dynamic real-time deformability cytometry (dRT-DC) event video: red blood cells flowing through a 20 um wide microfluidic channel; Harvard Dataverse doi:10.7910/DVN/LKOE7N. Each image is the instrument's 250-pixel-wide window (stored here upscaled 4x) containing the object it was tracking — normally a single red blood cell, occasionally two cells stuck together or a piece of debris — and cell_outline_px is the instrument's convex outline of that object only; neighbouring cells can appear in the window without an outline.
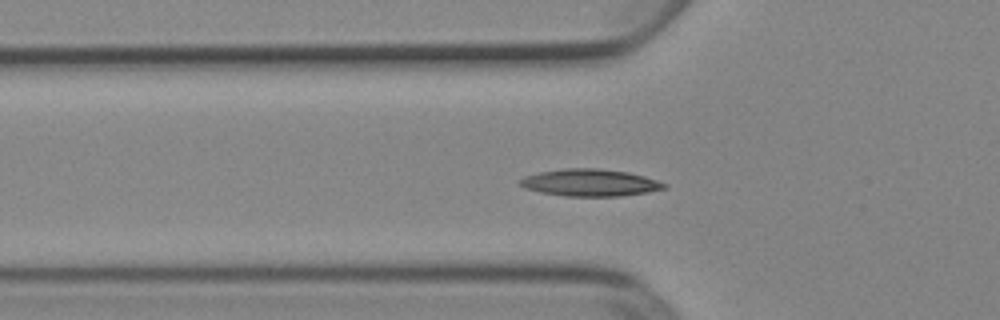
{"species": "Egyptian fruit bat (a non-hibernating species)", "species_latin": "Rousettus aegyptiacus", "temperature_condition": "cold", "stored_images_in_passage": 53, "camera_frame_rate_fps": 3000, "um_per_image_px": 0.085, "animal": {"sex": "female"}, "frame": {"image": 1, "passage_image": 18, "time_ms": 5.667, "image_size_px": [1000, 320], "cell_outline_px": [[668, 188], [648, 192], [620, 196], [564, 196], [540, 192], [524, 188], [516, 180], [524, 176], [540, 172], [564, 168], [596, 168], [628, 172], [644, 176], [668, 184]], "centroid_in_image_um": [50.14, 15.52], "position_along_channel_um": 75.7, "area_um2": 22.89}}
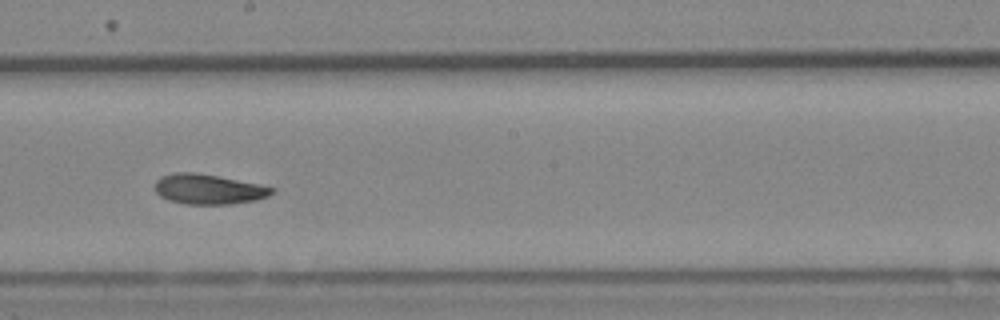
{"frame": {"image": 2, "passage_image": 30, "time_ms": 9.667, "image_size_px": [1000, 320], "cell_outline_px": [[276, 192], [268, 196], [256, 200], [232, 204], [184, 204], [168, 200], [160, 196], [152, 188], [156, 180], [160, 176], [176, 172], [196, 172], [220, 176], [260, 184], [276, 188]], "centroid_in_image_um": [17.72, 16.07], "position_along_channel_um": 230.5, "area_um2": 20.92}}
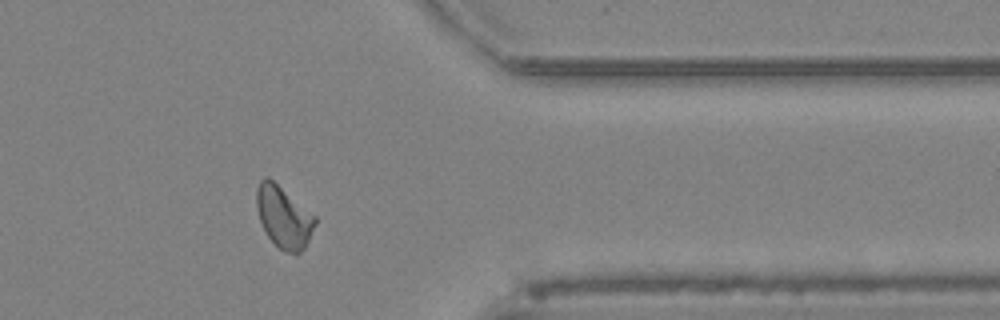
{"frame": {"image": 3, "passage_image": 43, "time_ms": 14.0, "image_size_px": [1000, 320], "cell_outline_px": [[316, 224], [304, 248], [300, 252], [284, 252], [268, 236], [260, 220], [256, 208], [256, 188], [260, 180], [264, 176], [268, 176], [316, 216]], "centroid_in_image_um": [24.1, 18.41], "position_along_channel_um": 387.3, "area_um2": 20.87}, "authors_computed_cell_mechanics": {"area_um2": 20.519, "velocity_mm_per_s": 3.8907, "shape_relaxation_time_tau1_ms": 8.8269, "shape_relaxation_time_tau2_ms": 3.9266, "deformation_change_tau1": 0.1795, "deformation_change_tau2": 0.0917}}